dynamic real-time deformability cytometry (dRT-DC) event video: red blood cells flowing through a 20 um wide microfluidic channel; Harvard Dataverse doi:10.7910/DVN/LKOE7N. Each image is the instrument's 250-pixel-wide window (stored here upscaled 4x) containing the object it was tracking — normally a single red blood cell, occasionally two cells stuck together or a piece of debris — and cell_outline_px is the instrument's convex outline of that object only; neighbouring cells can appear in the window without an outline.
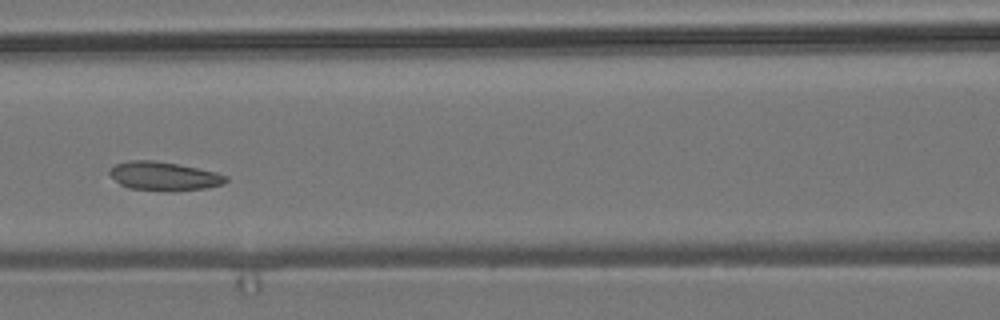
{"species": "common noctule bat (a hibernating species)", "species_latin": "Nyctalus noctula", "temperature_condition": "room temperature", "stored_images_in_passage": 6, "camera_frame_rate_fps": 3000, "um_per_image_px": 0.085, "animal": {"sex": "male", "body_mass_g": 19.2, "forearm_length_mm": 51.8}, "frame": {"image": 1, "passage_image": 6, "time_ms": 6.667, "image_size_px": [1000, 320], "cell_outline_px": [[228, 180], [224, 184], [204, 188], [128, 188], [120, 184], [108, 172], [116, 164], [128, 160], [152, 160], [176, 164], [216, 172], [228, 176]], "centroid_in_image_um": [13.93, 14.92], "position_along_channel_um": 152.7, "area_um2": 18.32}}